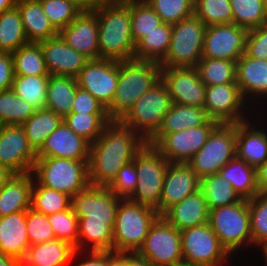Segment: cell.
<instances>
[{"mask_svg": "<svg viewBox=\"0 0 267 266\" xmlns=\"http://www.w3.org/2000/svg\"><path fill=\"white\" fill-rule=\"evenodd\" d=\"M147 142L120 120H110L102 134L90 144L89 181L94 186H109L118 171L134 160Z\"/></svg>", "mask_w": 267, "mask_h": 266, "instance_id": "1", "label": "cell"}, {"mask_svg": "<svg viewBox=\"0 0 267 266\" xmlns=\"http://www.w3.org/2000/svg\"><path fill=\"white\" fill-rule=\"evenodd\" d=\"M99 24V59L124 62L134 59L130 0L116 1L91 10Z\"/></svg>", "mask_w": 267, "mask_h": 266, "instance_id": "2", "label": "cell"}, {"mask_svg": "<svg viewBox=\"0 0 267 266\" xmlns=\"http://www.w3.org/2000/svg\"><path fill=\"white\" fill-rule=\"evenodd\" d=\"M159 63L143 60L119 62V79L111 106L110 120H121L135 102L161 80Z\"/></svg>", "mask_w": 267, "mask_h": 266, "instance_id": "3", "label": "cell"}, {"mask_svg": "<svg viewBox=\"0 0 267 266\" xmlns=\"http://www.w3.org/2000/svg\"><path fill=\"white\" fill-rule=\"evenodd\" d=\"M159 216L155 208L121 198L113 228V251L137 252Z\"/></svg>", "mask_w": 267, "mask_h": 266, "instance_id": "4", "label": "cell"}, {"mask_svg": "<svg viewBox=\"0 0 267 266\" xmlns=\"http://www.w3.org/2000/svg\"><path fill=\"white\" fill-rule=\"evenodd\" d=\"M88 162L89 160L37 158L31 173L39 185L71 197L90 185Z\"/></svg>", "mask_w": 267, "mask_h": 266, "instance_id": "5", "label": "cell"}, {"mask_svg": "<svg viewBox=\"0 0 267 266\" xmlns=\"http://www.w3.org/2000/svg\"><path fill=\"white\" fill-rule=\"evenodd\" d=\"M209 225L229 254L252 246L250 212L246 199L209 210ZM251 245V246H250ZM235 251V252H234Z\"/></svg>", "mask_w": 267, "mask_h": 266, "instance_id": "6", "label": "cell"}, {"mask_svg": "<svg viewBox=\"0 0 267 266\" xmlns=\"http://www.w3.org/2000/svg\"><path fill=\"white\" fill-rule=\"evenodd\" d=\"M169 163L153 145L146 143L134 158L138 175L137 187L128 199L155 208L159 213L163 182Z\"/></svg>", "mask_w": 267, "mask_h": 266, "instance_id": "7", "label": "cell"}, {"mask_svg": "<svg viewBox=\"0 0 267 266\" xmlns=\"http://www.w3.org/2000/svg\"><path fill=\"white\" fill-rule=\"evenodd\" d=\"M171 105L168 89L160 80L135 102L120 121L148 142L161 126Z\"/></svg>", "mask_w": 267, "mask_h": 266, "instance_id": "8", "label": "cell"}, {"mask_svg": "<svg viewBox=\"0 0 267 266\" xmlns=\"http://www.w3.org/2000/svg\"><path fill=\"white\" fill-rule=\"evenodd\" d=\"M207 26L194 14L172 24V35L161 67H196L202 59Z\"/></svg>", "mask_w": 267, "mask_h": 266, "instance_id": "9", "label": "cell"}, {"mask_svg": "<svg viewBox=\"0 0 267 266\" xmlns=\"http://www.w3.org/2000/svg\"><path fill=\"white\" fill-rule=\"evenodd\" d=\"M236 156V124H218L188 162L201 179L219 173Z\"/></svg>", "mask_w": 267, "mask_h": 266, "instance_id": "10", "label": "cell"}, {"mask_svg": "<svg viewBox=\"0 0 267 266\" xmlns=\"http://www.w3.org/2000/svg\"><path fill=\"white\" fill-rule=\"evenodd\" d=\"M183 263L192 266H224L231 256L209 223L181 231Z\"/></svg>", "mask_w": 267, "mask_h": 266, "instance_id": "11", "label": "cell"}, {"mask_svg": "<svg viewBox=\"0 0 267 266\" xmlns=\"http://www.w3.org/2000/svg\"><path fill=\"white\" fill-rule=\"evenodd\" d=\"M153 266H171L183 263L181 231L159 216L151 225L144 243L137 251Z\"/></svg>", "mask_w": 267, "mask_h": 266, "instance_id": "12", "label": "cell"}, {"mask_svg": "<svg viewBox=\"0 0 267 266\" xmlns=\"http://www.w3.org/2000/svg\"><path fill=\"white\" fill-rule=\"evenodd\" d=\"M217 125L216 121L209 120L203 126L175 133L155 134L147 143L153 145L170 163H188Z\"/></svg>", "mask_w": 267, "mask_h": 266, "instance_id": "13", "label": "cell"}, {"mask_svg": "<svg viewBox=\"0 0 267 266\" xmlns=\"http://www.w3.org/2000/svg\"><path fill=\"white\" fill-rule=\"evenodd\" d=\"M120 199L107 186L89 185L71 196L70 208L78 221L104 222L113 229Z\"/></svg>", "mask_w": 267, "mask_h": 266, "instance_id": "14", "label": "cell"}, {"mask_svg": "<svg viewBox=\"0 0 267 266\" xmlns=\"http://www.w3.org/2000/svg\"><path fill=\"white\" fill-rule=\"evenodd\" d=\"M246 104L237 83L206 86L204 109L209 119L218 124H237L248 120L244 112L251 106Z\"/></svg>", "mask_w": 267, "mask_h": 266, "instance_id": "15", "label": "cell"}, {"mask_svg": "<svg viewBox=\"0 0 267 266\" xmlns=\"http://www.w3.org/2000/svg\"><path fill=\"white\" fill-rule=\"evenodd\" d=\"M248 30L234 23L206 28L202 58L237 62L245 53Z\"/></svg>", "mask_w": 267, "mask_h": 266, "instance_id": "16", "label": "cell"}, {"mask_svg": "<svg viewBox=\"0 0 267 266\" xmlns=\"http://www.w3.org/2000/svg\"><path fill=\"white\" fill-rule=\"evenodd\" d=\"M78 86L91 93L106 109L113 101L119 79V62L89 60L76 77Z\"/></svg>", "mask_w": 267, "mask_h": 266, "instance_id": "17", "label": "cell"}, {"mask_svg": "<svg viewBox=\"0 0 267 266\" xmlns=\"http://www.w3.org/2000/svg\"><path fill=\"white\" fill-rule=\"evenodd\" d=\"M37 159L22 125L0 126V165L15 174L31 173Z\"/></svg>", "mask_w": 267, "mask_h": 266, "instance_id": "18", "label": "cell"}, {"mask_svg": "<svg viewBox=\"0 0 267 266\" xmlns=\"http://www.w3.org/2000/svg\"><path fill=\"white\" fill-rule=\"evenodd\" d=\"M161 80L168 89L172 103L204 107L206 85L195 67H162Z\"/></svg>", "mask_w": 267, "mask_h": 266, "instance_id": "19", "label": "cell"}, {"mask_svg": "<svg viewBox=\"0 0 267 266\" xmlns=\"http://www.w3.org/2000/svg\"><path fill=\"white\" fill-rule=\"evenodd\" d=\"M200 185L201 179L189 163H169L163 182L159 214L162 215L173 204L200 190Z\"/></svg>", "mask_w": 267, "mask_h": 266, "instance_id": "20", "label": "cell"}, {"mask_svg": "<svg viewBox=\"0 0 267 266\" xmlns=\"http://www.w3.org/2000/svg\"><path fill=\"white\" fill-rule=\"evenodd\" d=\"M90 143L78 136L64 121L46 138L37 158L89 160Z\"/></svg>", "mask_w": 267, "mask_h": 266, "instance_id": "21", "label": "cell"}, {"mask_svg": "<svg viewBox=\"0 0 267 266\" xmlns=\"http://www.w3.org/2000/svg\"><path fill=\"white\" fill-rule=\"evenodd\" d=\"M59 35L63 40L89 60L99 59V24L97 16L90 10H83Z\"/></svg>", "mask_w": 267, "mask_h": 266, "instance_id": "22", "label": "cell"}, {"mask_svg": "<svg viewBox=\"0 0 267 266\" xmlns=\"http://www.w3.org/2000/svg\"><path fill=\"white\" fill-rule=\"evenodd\" d=\"M50 75L77 77L89 61L69 46L60 35L39 42Z\"/></svg>", "mask_w": 267, "mask_h": 266, "instance_id": "23", "label": "cell"}, {"mask_svg": "<svg viewBox=\"0 0 267 266\" xmlns=\"http://www.w3.org/2000/svg\"><path fill=\"white\" fill-rule=\"evenodd\" d=\"M236 83L248 105L250 101L251 107L253 103L255 108L256 104L262 105L259 98H267V60L250 58L244 53L236 62Z\"/></svg>", "mask_w": 267, "mask_h": 266, "instance_id": "24", "label": "cell"}, {"mask_svg": "<svg viewBox=\"0 0 267 266\" xmlns=\"http://www.w3.org/2000/svg\"><path fill=\"white\" fill-rule=\"evenodd\" d=\"M250 120L236 124V156L256 169L267 159V131Z\"/></svg>", "mask_w": 267, "mask_h": 266, "instance_id": "25", "label": "cell"}, {"mask_svg": "<svg viewBox=\"0 0 267 266\" xmlns=\"http://www.w3.org/2000/svg\"><path fill=\"white\" fill-rule=\"evenodd\" d=\"M163 216L176 229L182 231L209 222V209L203 192L197 190L181 202L173 204Z\"/></svg>", "mask_w": 267, "mask_h": 266, "instance_id": "26", "label": "cell"}, {"mask_svg": "<svg viewBox=\"0 0 267 266\" xmlns=\"http://www.w3.org/2000/svg\"><path fill=\"white\" fill-rule=\"evenodd\" d=\"M29 247L26 211L0 217V252L22 261Z\"/></svg>", "mask_w": 267, "mask_h": 266, "instance_id": "27", "label": "cell"}, {"mask_svg": "<svg viewBox=\"0 0 267 266\" xmlns=\"http://www.w3.org/2000/svg\"><path fill=\"white\" fill-rule=\"evenodd\" d=\"M78 250L60 239L30 245L21 261L23 266H67L77 259Z\"/></svg>", "mask_w": 267, "mask_h": 266, "instance_id": "28", "label": "cell"}, {"mask_svg": "<svg viewBox=\"0 0 267 266\" xmlns=\"http://www.w3.org/2000/svg\"><path fill=\"white\" fill-rule=\"evenodd\" d=\"M32 173L14 174L0 189V217L31 208Z\"/></svg>", "mask_w": 267, "mask_h": 266, "instance_id": "29", "label": "cell"}, {"mask_svg": "<svg viewBox=\"0 0 267 266\" xmlns=\"http://www.w3.org/2000/svg\"><path fill=\"white\" fill-rule=\"evenodd\" d=\"M29 43H39L59 35L44 13L39 0H16Z\"/></svg>", "mask_w": 267, "mask_h": 266, "instance_id": "30", "label": "cell"}, {"mask_svg": "<svg viewBox=\"0 0 267 266\" xmlns=\"http://www.w3.org/2000/svg\"><path fill=\"white\" fill-rule=\"evenodd\" d=\"M77 87L76 77L50 75L45 108L64 119L71 113Z\"/></svg>", "mask_w": 267, "mask_h": 266, "instance_id": "31", "label": "cell"}, {"mask_svg": "<svg viewBox=\"0 0 267 266\" xmlns=\"http://www.w3.org/2000/svg\"><path fill=\"white\" fill-rule=\"evenodd\" d=\"M209 120L204 107L172 103L169 111L164 115L156 134L175 133L184 129L203 126Z\"/></svg>", "mask_w": 267, "mask_h": 266, "instance_id": "32", "label": "cell"}, {"mask_svg": "<svg viewBox=\"0 0 267 266\" xmlns=\"http://www.w3.org/2000/svg\"><path fill=\"white\" fill-rule=\"evenodd\" d=\"M219 174L234 187L242 199H251L258 193L256 169L235 156L225 164Z\"/></svg>", "mask_w": 267, "mask_h": 266, "instance_id": "33", "label": "cell"}, {"mask_svg": "<svg viewBox=\"0 0 267 266\" xmlns=\"http://www.w3.org/2000/svg\"><path fill=\"white\" fill-rule=\"evenodd\" d=\"M171 35L172 25L162 23L135 45L134 59L160 64L168 53Z\"/></svg>", "mask_w": 267, "mask_h": 266, "instance_id": "34", "label": "cell"}, {"mask_svg": "<svg viewBox=\"0 0 267 266\" xmlns=\"http://www.w3.org/2000/svg\"><path fill=\"white\" fill-rule=\"evenodd\" d=\"M18 7L0 14V52L14 53L28 44Z\"/></svg>", "mask_w": 267, "mask_h": 266, "instance_id": "35", "label": "cell"}, {"mask_svg": "<svg viewBox=\"0 0 267 266\" xmlns=\"http://www.w3.org/2000/svg\"><path fill=\"white\" fill-rule=\"evenodd\" d=\"M84 247L89 251H113V229L104 222L78 221V251L82 249V254Z\"/></svg>", "mask_w": 267, "mask_h": 266, "instance_id": "36", "label": "cell"}, {"mask_svg": "<svg viewBox=\"0 0 267 266\" xmlns=\"http://www.w3.org/2000/svg\"><path fill=\"white\" fill-rule=\"evenodd\" d=\"M200 189L204 194L209 210L233 205L242 200L231 183L219 173L201 178Z\"/></svg>", "mask_w": 267, "mask_h": 266, "instance_id": "37", "label": "cell"}, {"mask_svg": "<svg viewBox=\"0 0 267 266\" xmlns=\"http://www.w3.org/2000/svg\"><path fill=\"white\" fill-rule=\"evenodd\" d=\"M63 119L48 109H39L22 124L30 146L37 152Z\"/></svg>", "mask_w": 267, "mask_h": 266, "instance_id": "38", "label": "cell"}, {"mask_svg": "<svg viewBox=\"0 0 267 266\" xmlns=\"http://www.w3.org/2000/svg\"><path fill=\"white\" fill-rule=\"evenodd\" d=\"M49 78L50 75H15L11 89L35 110L45 109Z\"/></svg>", "mask_w": 267, "mask_h": 266, "instance_id": "39", "label": "cell"}, {"mask_svg": "<svg viewBox=\"0 0 267 266\" xmlns=\"http://www.w3.org/2000/svg\"><path fill=\"white\" fill-rule=\"evenodd\" d=\"M15 75H50L39 43H28L12 53Z\"/></svg>", "mask_w": 267, "mask_h": 266, "instance_id": "40", "label": "cell"}, {"mask_svg": "<svg viewBox=\"0 0 267 266\" xmlns=\"http://www.w3.org/2000/svg\"><path fill=\"white\" fill-rule=\"evenodd\" d=\"M195 68L206 86L236 83V62L234 61L202 58Z\"/></svg>", "mask_w": 267, "mask_h": 266, "instance_id": "41", "label": "cell"}, {"mask_svg": "<svg viewBox=\"0 0 267 266\" xmlns=\"http://www.w3.org/2000/svg\"><path fill=\"white\" fill-rule=\"evenodd\" d=\"M132 37L135 45L163 22L145 0H130Z\"/></svg>", "mask_w": 267, "mask_h": 266, "instance_id": "42", "label": "cell"}, {"mask_svg": "<svg viewBox=\"0 0 267 266\" xmlns=\"http://www.w3.org/2000/svg\"><path fill=\"white\" fill-rule=\"evenodd\" d=\"M35 111L32 105L17 96L12 89L0 91V126L22 125Z\"/></svg>", "mask_w": 267, "mask_h": 266, "instance_id": "43", "label": "cell"}, {"mask_svg": "<svg viewBox=\"0 0 267 266\" xmlns=\"http://www.w3.org/2000/svg\"><path fill=\"white\" fill-rule=\"evenodd\" d=\"M71 197L63 192L39 185L33 178L31 208L47 216L70 209Z\"/></svg>", "mask_w": 267, "mask_h": 266, "instance_id": "44", "label": "cell"}, {"mask_svg": "<svg viewBox=\"0 0 267 266\" xmlns=\"http://www.w3.org/2000/svg\"><path fill=\"white\" fill-rule=\"evenodd\" d=\"M63 121L78 136L92 144L102 134L110 119L107 114L70 113Z\"/></svg>", "mask_w": 267, "mask_h": 266, "instance_id": "45", "label": "cell"}, {"mask_svg": "<svg viewBox=\"0 0 267 266\" xmlns=\"http://www.w3.org/2000/svg\"><path fill=\"white\" fill-rule=\"evenodd\" d=\"M193 14L207 27L233 23L230 0H194Z\"/></svg>", "mask_w": 267, "mask_h": 266, "instance_id": "46", "label": "cell"}, {"mask_svg": "<svg viewBox=\"0 0 267 266\" xmlns=\"http://www.w3.org/2000/svg\"><path fill=\"white\" fill-rule=\"evenodd\" d=\"M233 23L248 31L264 24V0H230Z\"/></svg>", "mask_w": 267, "mask_h": 266, "instance_id": "47", "label": "cell"}, {"mask_svg": "<svg viewBox=\"0 0 267 266\" xmlns=\"http://www.w3.org/2000/svg\"><path fill=\"white\" fill-rule=\"evenodd\" d=\"M250 212L252 245L267 246V194H257L247 200Z\"/></svg>", "mask_w": 267, "mask_h": 266, "instance_id": "48", "label": "cell"}, {"mask_svg": "<svg viewBox=\"0 0 267 266\" xmlns=\"http://www.w3.org/2000/svg\"><path fill=\"white\" fill-rule=\"evenodd\" d=\"M52 26L60 32L67 27L83 9L73 0H39Z\"/></svg>", "mask_w": 267, "mask_h": 266, "instance_id": "49", "label": "cell"}, {"mask_svg": "<svg viewBox=\"0 0 267 266\" xmlns=\"http://www.w3.org/2000/svg\"><path fill=\"white\" fill-rule=\"evenodd\" d=\"M163 23L175 24L193 15L194 0H145Z\"/></svg>", "mask_w": 267, "mask_h": 266, "instance_id": "50", "label": "cell"}, {"mask_svg": "<svg viewBox=\"0 0 267 266\" xmlns=\"http://www.w3.org/2000/svg\"><path fill=\"white\" fill-rule=\"evenodd\" d=\"M56 239L72 245L78 250V217L70 209L56 212L48 216Z\"/></svg>", "mask_w": 267, "mask_h": 266, "instance_id": "51", "label": "cell"}, {"mask_svg": "<svg viewBox=\"0 0 267 266\" xmlns=\"http://www.w3.org/2000/svg\"><path fill=\"white\" fill-rule=\"evenodd\" d=\"M26 230L30 245H37L55 239L48 216L32 208L26 211Z\"/></svg>", "mask_w": 267, "mask_h": 266, "instance_id": "52", "label": "cell"}, {"mask_svg": "<svg viewBox=\"0 0 267 266\" xmlns=\"http://www.w3.org/2000/svg\"><path fill=\"white\" fill-rule=\"evenodd\" d=\"M138 175L134 160L125 164L118 171L116 178L108 186L118 197L122 199L129 198L137 187Z\"/></svg>", "mask_w": 267, "mask_h": 266, "instance_id": "53", "label": "cell"}, {"mask_svg": "<svg viewBox=\"0 0 267 266\" xmlns=\"http://www.w3.org/2000/svg\"><path fill=\"white\" fill-rule=\"evenodd\" d=\"M245 54L250 58L267 60V27L261 25L248 31Z\"/></svg>", "mask_w": 267, "mask_h": 266, "instance_id": "54", "label": "cell"}, {"mask_svg": "<svg viewBox=\"0 0 267 266\" xmlns=\"http://www.w3.org/2000/svg\"><path fill=\"white\" fill-rule=\"evenodd\" d=\"M71 113L107 114V109L91 93L78 86Z\"/></svg>", "mask_w": 267, "mask_h": 266, "instance_id": "55", "label": "cell"}, {"mask_svg": "<svg viewBox=\"0 0 267 266\" xmlns=\"http://www.w3.org/2000/svg\"><path fill=\"white\" fill-rule=\"evenodd\" d=\"M14 76V61L12 54L0 52V91L11 89Z\"/></svg>", "mask_w": 267, "mask_h": 266, "instance_id": "56", "label": "cell"}, {"mask_svg": "<svg viewBox=\"0 0 267 266\" xmlns=\"http://www.w3.org/2000/svg\"><path fill=\"white\" fill-rule=\"evenodd\" d=\"M88 254H85L84 260H81L80 263L75 266H108V251H88Z\"/></svg>", "mask_w": 267, "mask_h": 266, "instance_id": "57", "label": "cell"}, {"mask_svg": "<svg viewBox=\"0 0 267 266\" xmlns=\"http://www.w3.org/2000/svg\"><path fill=\"white\" fill-rule=\"evenodd\" d=\"M256 184L259 194H267V159L256 168Z\"/></svg>", "mask_w": 267, "mask_h": 266, "instance_id": "58", "label": "cell"}, {"mask_svg": "<svg viewBox=\"0 0 267 266\" xmlns=\"http://www.w3.org/2000/svg\"><path fill=\"white\" fill-rule=\"evenodd\" d=\"M108 266H127V252L108 251Z\"/></svg>", "mask_w": 267, "mask_h": 266, "instance_id": "59", "label": "cell"}, {"mask_svg": "<svg viewBox=\"0 0 267 266\" xmlns=\"http://www.w3.org/2000/svg\"><path fill=\"white\" fill-rule=\"evenodd\" d=\"M116 2V0H78V5L83 10H93L103 7L104 5Z\"/></svg>", "mask_w": 267, "mask_h": 266, "instance_id": "60", "label": "cell"}, {"mask_svg": "<svg viewBox=\"0 0 267 266\" xmlns=\"http://www.w3.org/2000/svg\"><path fill=\"white\" fill-rule=\"evenodd\" d=\"M127 266H153L151 262L137 252H127Z\"/></svg>", "mask_w": 267, "mask_h": 266, "instance_id": "61", "label": "cell"}, {"mask_svg": "<svg viewBox=\"0 0 267 266\" xmlns=\"http://www.w3.org/2000/svg\"><path fill=\"white\" fill-rule=\"evenodd\" d=\"M0 266H21V261L0 252Z\"/></svg>", "mask_w": 267, "mask_h": 266, "instance_id": "62", "label": "cell"}, {"mask_svg": "<svg viewBox=\"0 0 267 266\" xmlns=\"http://www.w3.org/2000/svg\"><path fill=\"white\" fill-rule=\"evenodd\" d=\"M14 174L8 168L0 165V189L5 186Z\"/></svg>", "mask_w": 267, "mask_h": 266, "instance_id": "63", "label": "cell"}, {"mask_svg": "<svg viewBox=\"0 0 267 266\" xmlns=\"http://www.w3.org/2000/svg\"><path fill=\"white\" fill-rule=\"evenodd\" d=\"M16 5V0H0V14L3 11L12 9Z\"/></svg>", "mask_w": 267, "mask_h": 266, "instance_id": "64", "label": "cell"}, {"mask_svg": "<svg viewBox=\"0 0 267 266\" xmlns=\"http://www.w3.org/2000/svg\"><path fill=\"white\" fill-rule=\"evenodd\" d=\"M261 253L263 254V257H264V263H266V265H267V246H265V247H263V248H261Z\"/></svg>", "mask_w": 267, "mask_h": 266, "instance_id": "65", "label": "cell"}, {"mask_svg": "<svg viewBox=\"0 0 267 266\" xmlns=\"http://www.w3.org/2000/svg\"><path fill=\"white\" fill-rule=\"evenodd\" d=\"M265 12H266V15H265V20H264L263 26L267 27V11H265Z\"/></svg>", "mask_w": 267, "mask_h": 266, "instance_id": "66", "label": "cell"}, {"mask_svg": "<svg viewBox=\"0 0 267 266\" xmlns=\"http://www.w3.org/2000/svg\"><path fill=\"white\" fill-rule=\"evenodd\" d=\"M171 266H192V265L185 264V263H181V264H177V265H171Z\"/></svg>", "mask_w": 267, "mask_h": 266, "instance_id": "67", "label": "cell"}, {"mask_svg": "<svg viewBox=\"0 0 267 266\" xmlns=\"http://www.w3.org/2000/svg\"><path fill=\"white\" fill-rule=\"evenodd\" d=\"M264 4H265V11H267V0H264Z\"/></svg>", "mask_w": 267, "mask_h": 266, "instance_id": "68", "label": "cell"}]
</instances>
